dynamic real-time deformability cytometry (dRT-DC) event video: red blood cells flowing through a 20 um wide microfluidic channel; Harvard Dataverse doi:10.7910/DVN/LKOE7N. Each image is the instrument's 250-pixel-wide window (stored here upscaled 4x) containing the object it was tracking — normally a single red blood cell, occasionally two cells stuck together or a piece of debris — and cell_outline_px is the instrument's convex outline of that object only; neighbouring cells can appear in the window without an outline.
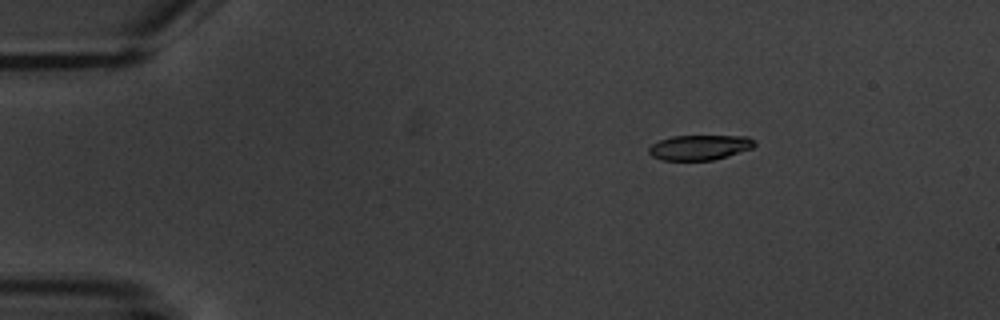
{"species": "common noctule bat (a hibernating species)", "species_latin": "Nyctalus noctula", "temperature_condition": "warm", "stored_images_in_passage": 5, "camera_frame_rate_fps": 3000, "um_per_image_px": 0.085, "animal": {"sex": "male", "body_mass_g": 20.1, "forearm_length_mm": 53.5}, "frame": {"image": 1, "passage_image": 3, "time_ms": 2.333, "image_size_px": [1000, 320], "cell_outline_px": [[756, 144], [752, 148], [712, 160], [664, 160], [652, 156], [648, 152], [648, 148], [652, 144], [660, 140], [672, 136], [748, 136], [756, 140]], "centroid_in_image_um": [59.47, 12.52], "position_along_channel_um": 25.5, "area_um2": 15.32}}